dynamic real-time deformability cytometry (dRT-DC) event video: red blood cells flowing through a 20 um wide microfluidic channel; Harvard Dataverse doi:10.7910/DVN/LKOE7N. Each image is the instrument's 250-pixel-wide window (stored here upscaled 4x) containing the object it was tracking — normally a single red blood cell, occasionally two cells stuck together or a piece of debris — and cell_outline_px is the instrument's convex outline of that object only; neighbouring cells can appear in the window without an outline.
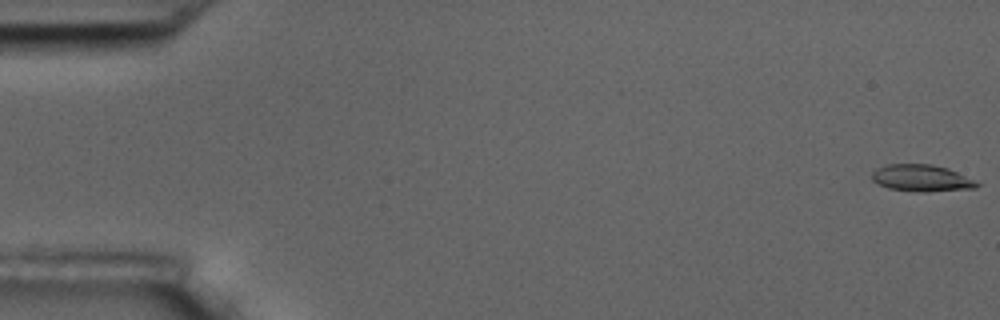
{"species": "common noctule bat (a hibernating species)", "species_latin": "Nyctalus noctula", "temperature_condition": "room temperature", "stored_images_in_passage": 5, "camera_frame_rate_fps": 3000, "um_per_image_px": 0.085, "animal": {"sex": "male", "body_mass_g": 17.5, "forearm_length_mm": 52.3}, "frame": {"image": 1, "passage_image": 1, "time_ms": 0.0, "image_size_px": [1000, 320], "cell_outline_px": [[980, 184], [976, 188], [924, 192], [888, 188], [872, 180], [872, 172], [876, 168], [888, 164], [932, 164], [948, 168]], "centroid_in_image_um": [78.3, 15.13], "position_along_channel_um": 6.7, "area_um2": 16.13}}
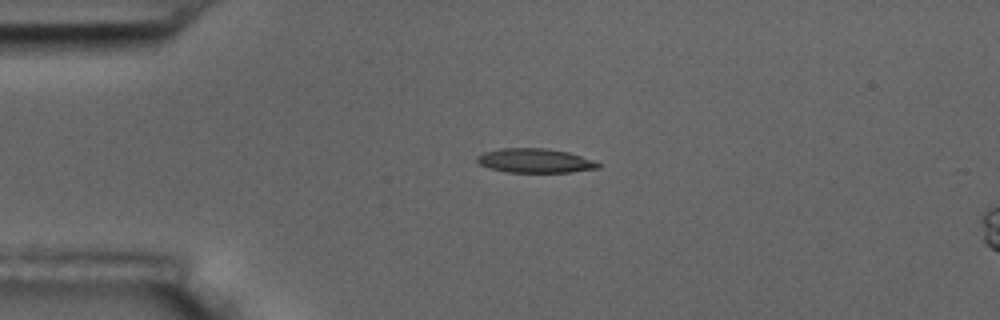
{"frame": {"image": 2, "passage_image": 4, "time_ms": 4.333, "image_size_px": [1000, 320], "cell_outline_px": [[604, 164], [600, 168], [568, 172], [508, 172], [488, 168], [480, 164], [476, 160], [476, 156], [484, 152], [500, 148], [548, 148], [568, 152]], "centroid_in_image_um": [45.48, 13.65], "position_along_channel_um": 39.5, "area_um2": 17.17}}